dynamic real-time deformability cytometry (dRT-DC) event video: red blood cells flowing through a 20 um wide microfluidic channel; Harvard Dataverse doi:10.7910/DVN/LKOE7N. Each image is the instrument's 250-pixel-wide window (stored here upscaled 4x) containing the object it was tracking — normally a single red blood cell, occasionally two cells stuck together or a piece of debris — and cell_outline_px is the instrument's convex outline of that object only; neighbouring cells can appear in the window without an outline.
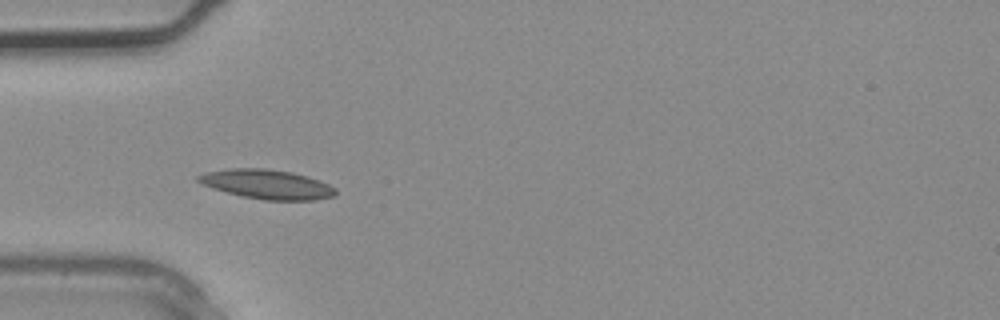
{"species": "common noctule bat (a hibernating species)", "species_latin": "Nyctalus noctula", "temperature_condition": "warm", "stored_images_in_passage": 2, "camera_frame_rate_fps": 3000, "um_per_image_px": 0.085, "animal": {"sex": "male", "body_mass_g": 20.4}, "frame": {"image": 1, "passage_image": 2, "time_ms": 0.333, "image_size_px": [1000, 320], "cell_outline_px": [[336, 196], [316, 200], [264, 200], [240, 196], [212, 188], [196, 180], [196, 176], [204, 172], [228, 168], [264, 168], [292, 172], [308, 176], [320, 180], [336, 188]], "centroid_in_image_um": [22.7, 15.66], "position_along_channel_um": 62.3, "area_um2": 23.76}}